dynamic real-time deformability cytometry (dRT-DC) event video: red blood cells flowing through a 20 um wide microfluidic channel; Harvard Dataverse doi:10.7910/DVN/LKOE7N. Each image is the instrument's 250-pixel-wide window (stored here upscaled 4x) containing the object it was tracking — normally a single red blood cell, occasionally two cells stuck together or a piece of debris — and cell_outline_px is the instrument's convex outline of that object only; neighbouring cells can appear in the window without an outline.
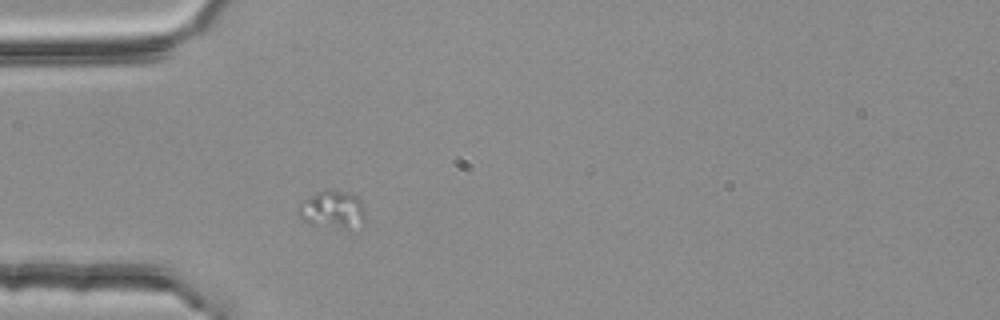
{"species": "common noctule bat (a hibernating species)", "species_latin": "Nyctalus noctula", "temperature_condition": "room temperature", "stored_images_in_passage": 1, "camera_frame_rate_fps": 3000, "um_per_image_px": 0.085, "animal": {"sex": "female", "body_mass_g": 25.1}, "frame": {"image": 1, "passage_image": 1, "time_ms": 0.0, "image_size_px": [1000, 320], "cell_outline_px": [[364, 220], [348, 232], [308, 224], [296, 212], [296, 208], [304, 200], [316, 192], [328, 188], [348, 192], [356, 196], [360, 200], [364, 208]], "centroid_in_image_um": [28.25, 17.85], "position_along_channel_um": 56.8, "area_um2": 15.37}}